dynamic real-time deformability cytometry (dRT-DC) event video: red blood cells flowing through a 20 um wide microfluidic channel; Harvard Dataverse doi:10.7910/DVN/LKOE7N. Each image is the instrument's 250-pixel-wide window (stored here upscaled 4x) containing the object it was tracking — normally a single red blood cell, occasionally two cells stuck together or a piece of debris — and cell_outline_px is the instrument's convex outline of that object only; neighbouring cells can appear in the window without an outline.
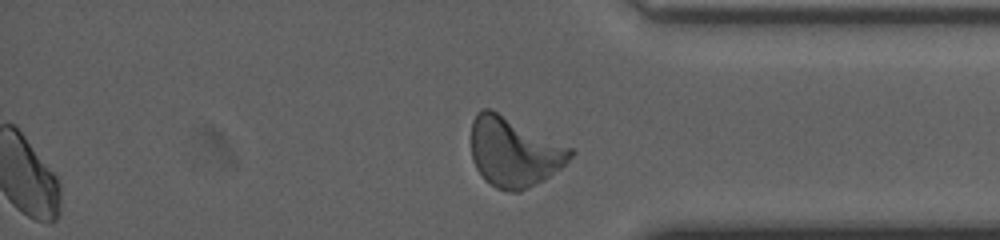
{"species": "human", "species_latin": "Homo sapiens", "temperature_condition": "cold", "stored_images_in_passage": 37, "segment_of_instrument_passage": [2, 2], "camera_frame_rate_fps": 3000, "um_per_image_px": 0.085, "donor": {"sex": "female"}, "frame": {"image": 1, "passage_image": 37, "time_ms": 12.0, "image_size_px": [1000, 240], "cell_outline_px": [[576, 152], [560, 168], [544, 180], [520, 192], [512, 192], [496, 188], [484, 180], [476, 168], [472, 160], [472, 120], [476, 112], [484, 108], [492, 108], [572, 148]], "centroid_in_image_um": [43.67, 12.91], "position_along_channel_um": 391.5, "area_um2": 40.4}}